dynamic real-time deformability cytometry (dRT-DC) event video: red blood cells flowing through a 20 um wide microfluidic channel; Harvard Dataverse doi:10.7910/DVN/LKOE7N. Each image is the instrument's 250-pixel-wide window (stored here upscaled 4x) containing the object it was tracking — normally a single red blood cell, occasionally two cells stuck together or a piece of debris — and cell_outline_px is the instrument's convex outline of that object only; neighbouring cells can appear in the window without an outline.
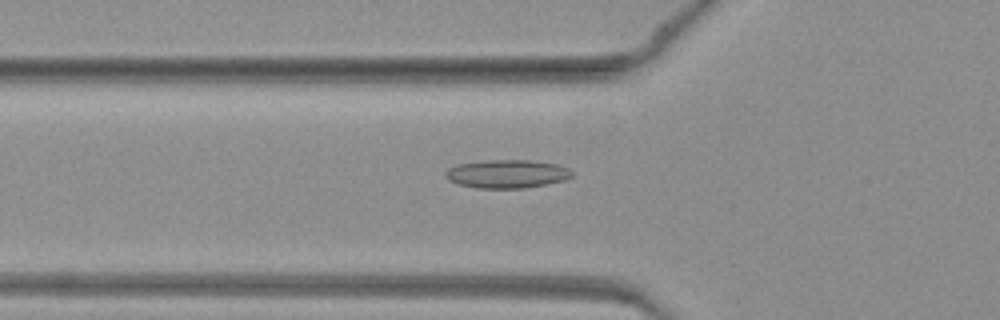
{"species": "common noctule bat (a hibernating species)", "species_latin": "Nyctalus noctula", "temperature_condition": "warm", "stored_images_in_passage": 38, "camera_frame_rate_fps": 3000, "um_per_image_px": 0.085, "animal": {"sex": "female", "body_mass_g": 19.3, "forearm_length_mm": 54.1}, "frame": {"image": 1, "passage_image": 8, "time_ms": 2.333, "image_size_px": [1000, 320], "cell_outline_px": [[572, 176], [564, 180], [548, 184], [524, 188], [476, 188], [456, 184], [448, 180], [444, 176], [444, 172], [448, 168], [456, 164], [488, 160], [528, 160], [556, 164], [568, 168], [572, 172]], "centroid_in_image_um": [43.04, 14.78], "position_along_channel_um": 82.8, "area_um2": 21.04}}
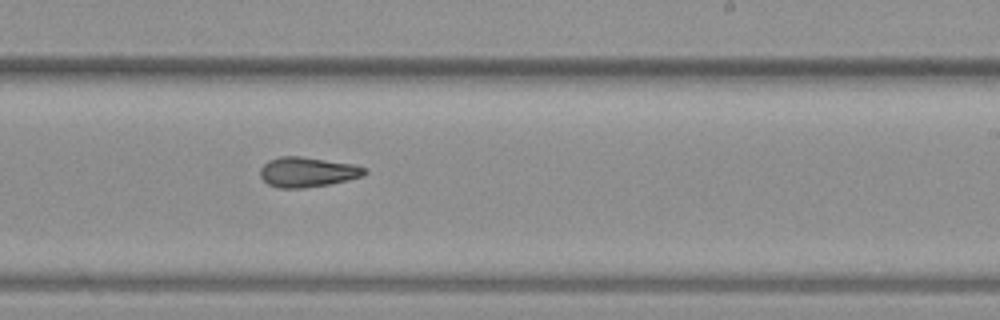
{"frame": {"image": 2, "passage_image": 20, "time_ms": 6.333, "image_size_px": [1000, 320], "cell_outline_px": [[368, 172], [360, 176], [328, 184], [304, 188], [276, 188], [268, 184], [260, 176], [260, 168], [268, 160], [280, 156], [300, 156], [352, 164], [368, 168]], "centroid_in_image_um": [26.08, 14.62], "position_along_channel_um": 262.9, "area_um2": 18.09}}
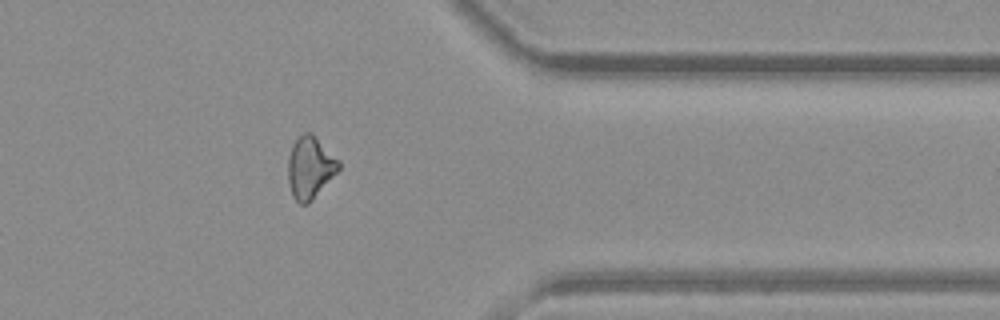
{"frame": {"image": 3, "passage_image": 29, "time_ms": 9.333, "image_size_px": [1000, 320], "cell_outline_px": [[340, 168], [312, 200], [308, 204], [300, 204], [292, 196], [288, 180], [288, 156], [292, 144], [304, 132], [312, 132], [340, 160]], "centroid_in_image_um": [26.35, 14.22], "position_along_channel_um": 385.0, "area_um2": 18.38}}